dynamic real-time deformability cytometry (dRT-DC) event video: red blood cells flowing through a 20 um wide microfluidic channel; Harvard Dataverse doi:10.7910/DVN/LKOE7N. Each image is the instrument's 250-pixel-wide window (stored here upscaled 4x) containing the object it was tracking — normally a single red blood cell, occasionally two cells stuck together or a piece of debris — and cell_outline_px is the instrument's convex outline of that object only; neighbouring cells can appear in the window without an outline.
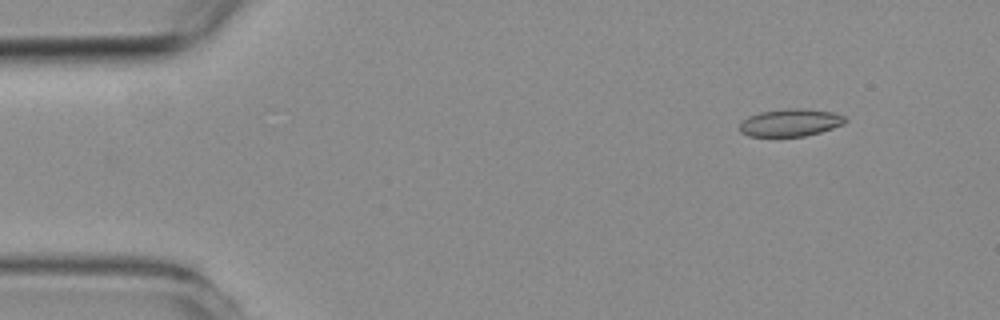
{"species": "common noctule bat (a hibernating species)", "species_latin": "Nyctalus noctula", "temperature_condition": "room temperature", "stored_images_in_passage": 4, "camera_frame_rate_fps": 3000, "um_per_image_px": 0.085, "animal": {"sex": "female", "body_mass_g": 19.3, "forearm_length_mm": 54.1}, "frame": {"image": 1, "passage_image": 2, "time_ms": 1.333, "image_size_px": [1000, 320], "cell_outline_px": [[848, 120], [844, 124], [820, 132], [804, 136], [748, 136], [740, 132], [740, 124], [748, 116], [760, 112], [788, 108], [804, 108], [832, 112], [844, 116]], "centroid_in_image_um": [67.19, 10.42], "position_along_channel_um": 17.8, "area_um2": 16.88}}
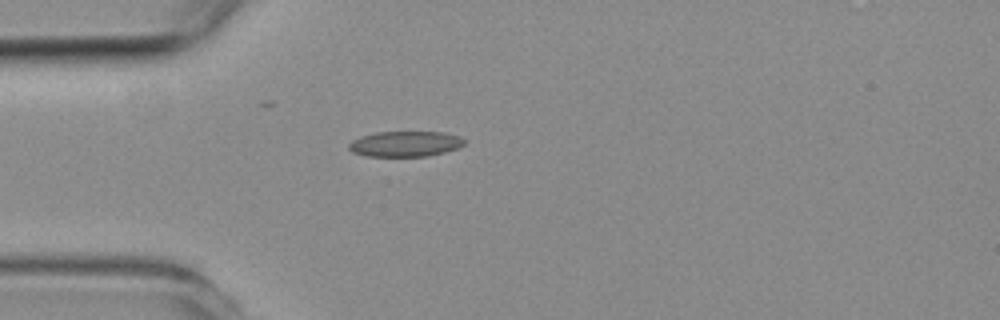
{"frame": {"image": 2, "passage_image": 4, "time_ms": 4.333, "image_size_px": [1000, 320], "cell_outline_px": [[464, 144], [456, 148], [444, 152], [428, 156], [364, 156], [352, 152], [348, 148], [348, 144], [352, 140], [360, 136], [376, 132], [444, 132], [460, 136], [464, 140]], "centroid_in_image_um": [34.4, 12.23], "position_along_channel_um": 50.6, "area_um2": 17.17}}